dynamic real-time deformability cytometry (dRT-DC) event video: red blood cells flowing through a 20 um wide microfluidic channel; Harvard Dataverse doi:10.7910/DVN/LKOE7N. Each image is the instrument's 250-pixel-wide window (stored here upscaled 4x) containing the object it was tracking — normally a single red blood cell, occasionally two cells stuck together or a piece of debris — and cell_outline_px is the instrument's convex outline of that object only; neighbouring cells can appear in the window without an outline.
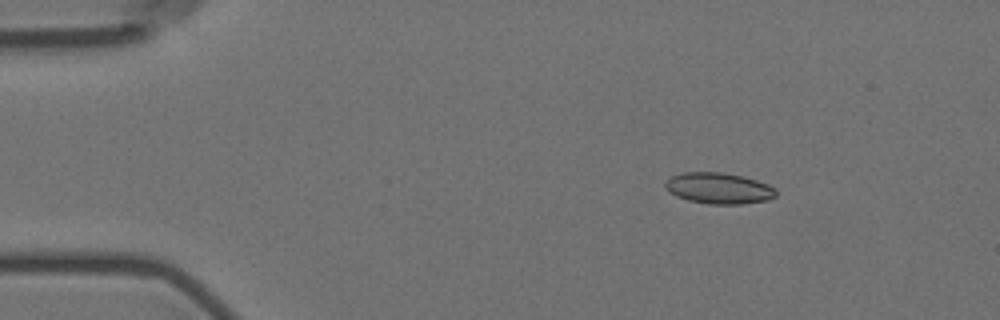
{"species": "Egyptian fruit bat (a non-hibernating species)", "species_latin": "Rousettus aegyptiacus", "temperature_condition": "room temperature", "stored_images_in_passage": 11, "camera_frame_rate_fps": 3000, "um_per_image_px": 0.085, "animal": {"sex": "female"}, "frame": {"image": 1, "passage_image": 2, "time_ms": 2.333, "image_size_px": [1000, 320], "cell_outline_px": [[776, 196], [768, 200], [740, 204], [708, 204], [688, 200], [676, 196], [668, 192], [664, 184], [672, 176], [680, 172], [720, 172], [740, 176], [756, 180], [768, 184], [776, 188]], "centroid_in_image_um": [61.09, 16.0], "position_along_channel_um": 23.9, "area_um2": 20.06}}
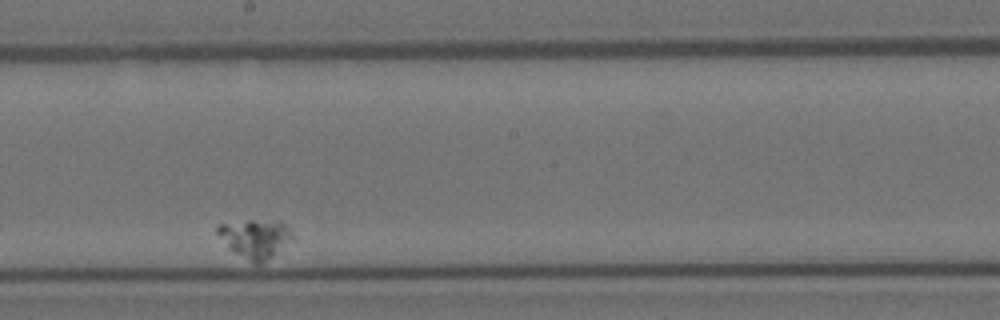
{"frame": {"image": 2, "passage_image": 10, "time_ms": 11.333, "image_size_px": [1000, 320], "cell_outline_px": [[292, 236], [260, 264], [252, 264], [228, 248], [216, 232], [216, 228], [220, 224], [248, 220], [280, 220], [292, 232]], "centroid_in_image_um": [21.61, 20.24], "position_along_channel_um": 226.6, "area_um2": 16.36}}